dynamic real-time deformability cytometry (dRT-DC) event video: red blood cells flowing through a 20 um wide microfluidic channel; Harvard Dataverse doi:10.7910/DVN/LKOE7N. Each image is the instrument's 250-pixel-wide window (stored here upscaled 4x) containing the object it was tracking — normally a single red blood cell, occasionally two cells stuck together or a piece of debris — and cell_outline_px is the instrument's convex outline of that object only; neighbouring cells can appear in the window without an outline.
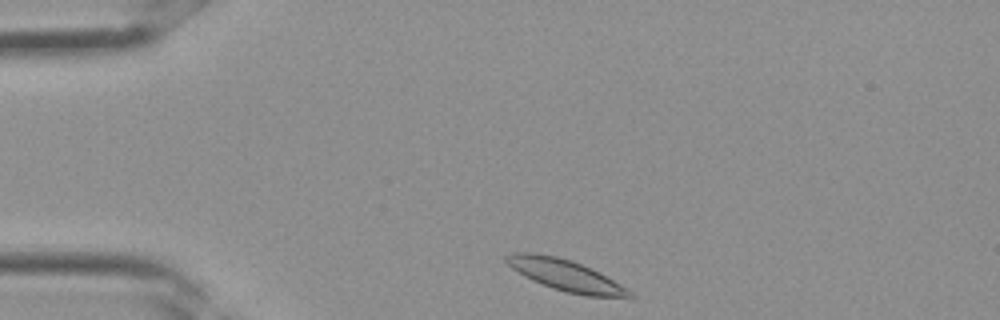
{"species": "Egyptian fruit bat (a non-hibernating species)", "species_latin": "Rousettus aegyptiacus", "temperature_condition": "room temperature", "stored_images_in_passage": 24, "camera_frame_rate_fps": 3000, "um_per_image_px": 0.085, "frame": {"image": 1, "passage_image": 1, "time_ms": 0.0, "image_size_px": [1000, 320], "cell_outline_px": [[636, 296], [632, 300], [584, 296], [552, 288], [532, 280], [524, 276], [512, 268], [504, 260], [504, 256], [512, 252], [532, 252], [556, 256], [572, 260], [600, 272], [620, 284], [632, 292]], "centroid_in_image_um": [48.16, 23.43], "position_along_channel_um": 36.8, "area_um2": 23.0}}
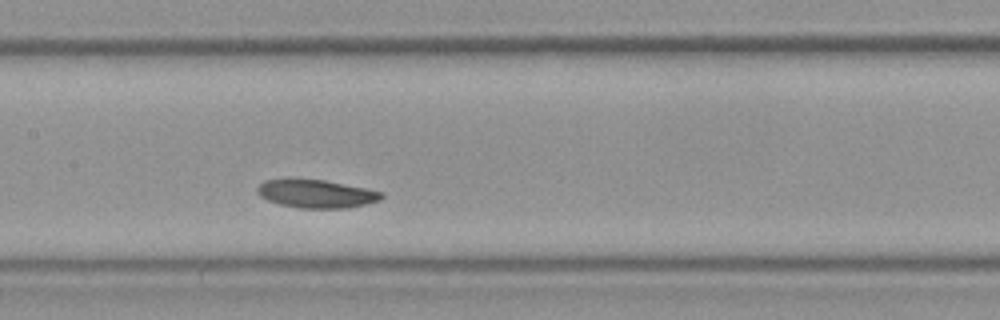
{"frame": {"image": 2, "passage_image": 11, "time_ms": 3.333, "image_size_px": [1000, 320], "cell_outline_px": [[384, 196], [380, 200], [348, 208], [300, 208], [280, 204], [268, 200], [260, 196], [256, 192], [256, 188], [264, 180], [284, 176], [292, 176], [324, 180], [384, 192]], "centroid_in_image_um": [26.8, 16.42], "position_along_channel_um": 180.6, "area_um2": 21.04}}
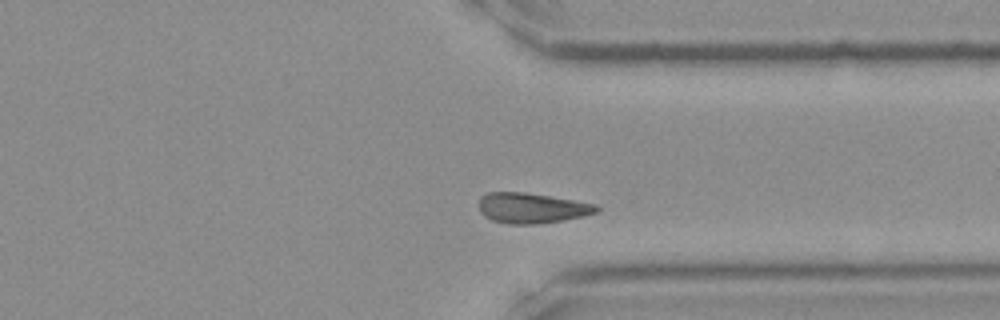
{"frame": {"image": 3, "passage_image": 21, "time_ms": 6.667, "image_size_px": [1000, 320], "cell_outline_px": [[600, 212], [584, 216], [564, 220], [536, 224], [508, 224], [492, 220], [484, 216], [480, 212], [480, 196], [488, 192], [524, 192], [596, 204], [600, 208]], "centroid_in_image_um": [45.21, 17.69], "position_along_channel_um": 366.2, "area_um2": 20.81}}